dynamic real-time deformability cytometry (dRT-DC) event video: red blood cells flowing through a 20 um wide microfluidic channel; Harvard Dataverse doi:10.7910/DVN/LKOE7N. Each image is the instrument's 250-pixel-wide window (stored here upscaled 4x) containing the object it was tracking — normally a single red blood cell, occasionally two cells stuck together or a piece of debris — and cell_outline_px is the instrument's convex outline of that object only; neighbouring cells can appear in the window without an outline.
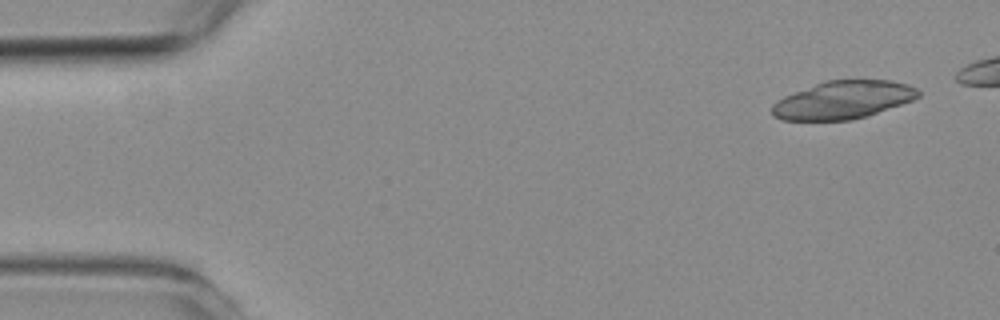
{"species": "common noctule bat (a hibernating species)", "species_latin": "Nyctalus noctula", "temperature_condition": "room temperature", "stored_images_in_passage": 7, "camera_frame_rate_fps": 3000, "um_per_image_px": 0.085, "animal": {"sex": "female", "body_mass_g": 19.3, "forearm_length_mm": 54.1}, "frame": {"image": 1, "passage_image": 1, "time_ms": 0.0, "image_size_px": [1000, 320], "cell_outline_px": [[920, 96], [912, 100], [852, 120], [780, 120], [772, 116], [772, 104], [776, 100], [784, 96], [816, 84], [828, 80], [892, 80], [908, 84], [916, 88], [920, 92]], "centroid_in_image_um": [71.63, 8.49], "position_along_channel_um": 13.4, "area_um2": 32.02}}
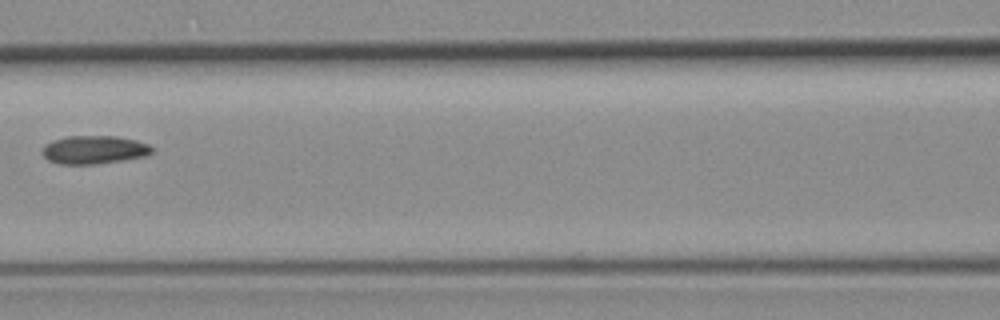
{"frame": {"image": 2, "passage_image": 6, "time_ms": 7.0, "image_size_px": [1000, 320], "cell_outline_px": [[152, 152], [148, 156], [124, 160], [96, 164], [60, 164], [48, 160], [40, 152], [44, 144], [52, 140], [68, 136], [116, 136], [136, 140], [148, 144], [152, 148]], "centroid_in_image_um": [7.98, 12.73], "position_along_channel_um": 158.6, "area_um2": 18.26}}
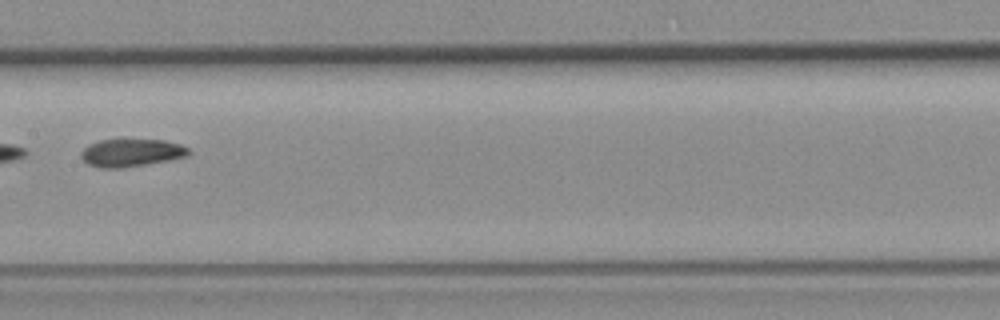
{"frame": {"image": 3, "passage_image": 7, "time_ms": 8.0, "image_size_px": [1000, 320], "cell_outline_px": [[192, 152], [188, 156], [148, 164], [124, 168], [100, 168], [88, 164], [80, 156], [80, 152], [88, 144], [100, 140], [124, 136], [164, 140], [180, 144], [188, 148]], "centroid_in_image_um": [11.15, 12.93], "position_along_channel_um": 196.2, "area_um2": 18.38}}